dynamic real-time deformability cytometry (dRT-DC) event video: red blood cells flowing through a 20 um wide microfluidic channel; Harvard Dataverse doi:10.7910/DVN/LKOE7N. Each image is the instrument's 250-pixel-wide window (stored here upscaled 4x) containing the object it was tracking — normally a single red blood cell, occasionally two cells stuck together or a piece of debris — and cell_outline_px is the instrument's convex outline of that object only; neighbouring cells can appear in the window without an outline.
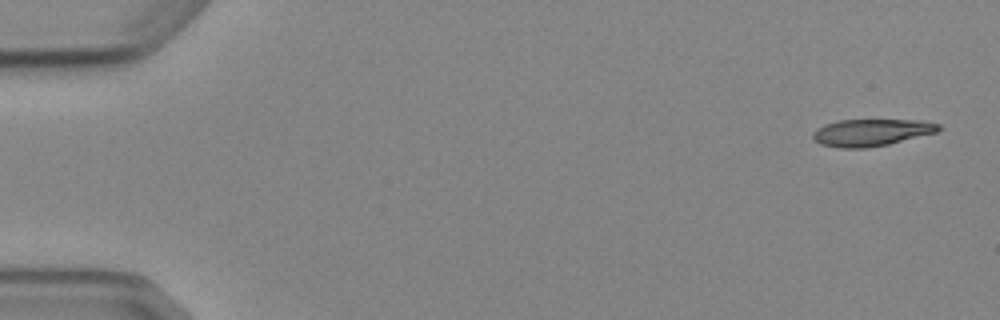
{"species": "Egyptian fruit bat (a non-hibernating species)", "species_latin": "Rousettus aegyptiacus", "temperature_condition": "cold", "stored_images_in_passage": 4, "camera_frame_rate_fps": 3000, "um_per_image_px": 0.085, "animal": {"sex": "female"}, "frame": {"image": 1, "passage_image": 1, "time_ms": 0.0, "image_size_px": [1000, 320], "cell_outline_px": [[940, 128], [936, 132], [888, 144], [868, 148], [840, 148], [820, 144], [812, 136], [812, 132], [816, 128], [824, 124], [840, 120], [916, 120], [940, 124]], "centroid_in_image_um": [74.01, 11.26], "position_along_channel_um": 11.0, "area_um2": 19.65}}
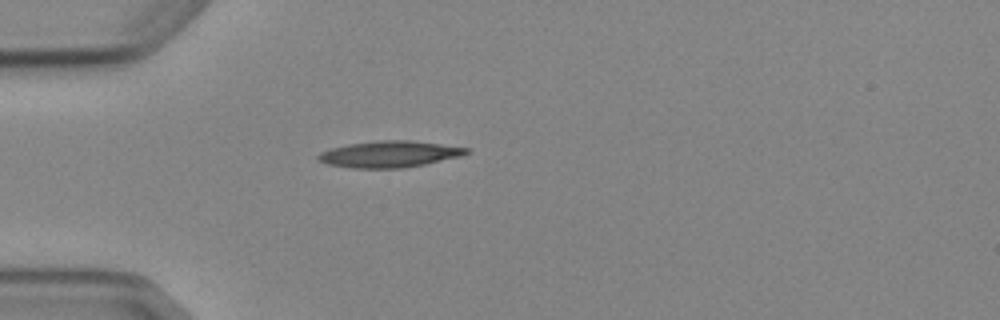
{"frame": {"image": 2, "passage_image": 4, "time_ms": 4.333, "image_size_px": [1000, 320], "cell_outline_px": [[472, 152], [460, 156], [424, 164], [400, 168], [352, 168], [328, 164], [316, 160], [316, 156], [320, 152], [332, 148], [348, 144], [380, 140], [412, 140], [468, 148]], "centroid_in_image_um": [33.08, 13.1], "position_along_channel_um": 51.9, "area_um2": 22.72}}